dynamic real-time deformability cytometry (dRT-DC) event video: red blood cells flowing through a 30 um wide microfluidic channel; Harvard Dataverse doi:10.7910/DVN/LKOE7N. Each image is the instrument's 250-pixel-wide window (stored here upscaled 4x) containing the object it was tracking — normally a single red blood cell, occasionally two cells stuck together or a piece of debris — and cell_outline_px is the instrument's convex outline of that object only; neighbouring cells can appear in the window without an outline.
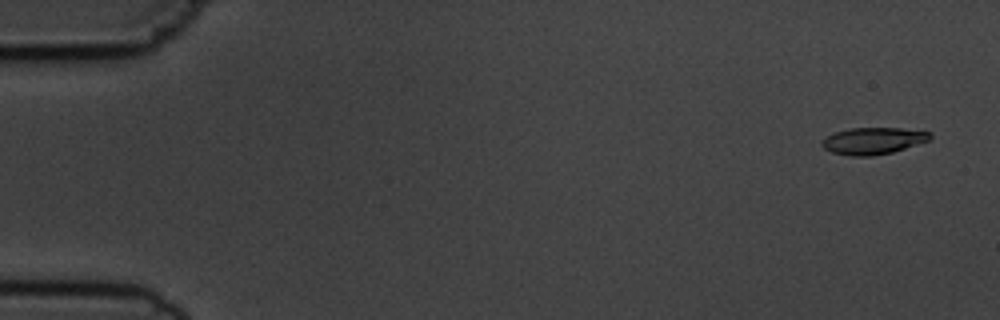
{"species": "common noctule bat (a hibernating species)", "species_latin": "Nyctalus noctula", "temperature_condition": "cold", "stored_images_in_passage": 5, "camera_frame_rate_fps": 3000, "um_per_image_px": 0.085, "animal": {"sex": "male", "body_mass_g": 19.5, "forearm_length_mm": 54.6}, "frame": {"image": 1, "passage_image": 1, "time_ms": 0.0, "image_size_px": [1000, 320], "cell_outline_px": [[932, 136], [928, 140], [892, 152], [872, 156], [852, 156], [832, 152], [824, 148], [820, 144], [820, 140], [836, 132], [852, 128], [900, 128], [932, 132]], "centroid_in_image_um": [74.19, 11.97], "position_along_channel_um": 10.8, "area_um2": 16.7}}